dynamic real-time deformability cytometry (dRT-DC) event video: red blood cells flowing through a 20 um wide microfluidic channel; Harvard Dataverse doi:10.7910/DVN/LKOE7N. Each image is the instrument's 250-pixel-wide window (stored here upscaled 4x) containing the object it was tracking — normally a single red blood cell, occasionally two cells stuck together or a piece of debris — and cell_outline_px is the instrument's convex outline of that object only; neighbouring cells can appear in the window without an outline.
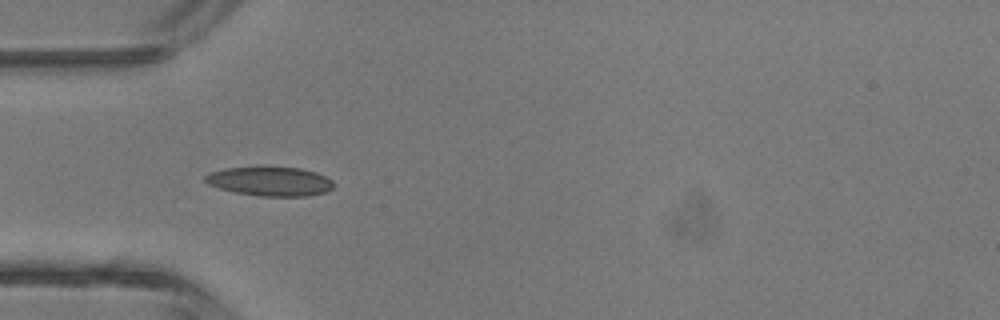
{"species": "common noctule bat (a hibernating species)", "species_latin": "Nyctalus noctula", "temperature_condition": "room temperature", "stored_images_in_passage": 2, "camera_frame_rate_fps": 3000, "um_per_image_px": 0.085, "animal": {"sex": "male", "body_mass_g": 13.3}, "frame": {"image": 1, "passage_image": 1, "time_ms": 0.0, "image_size_px": [1000, 320], "cell_outline_px": [[332, 188], [324, 192], [308, 196], [260, 196], [236, 192], [220, 188], [208, 184], [204, 180], [204, 176], [208, 172], [224, 168], [300, 168], [316, 172], [332, 180]], "centroid_in_image_um": [22.93, 15.42], "position_along_channel_um": 62.1, "area_um2": 21.44}}
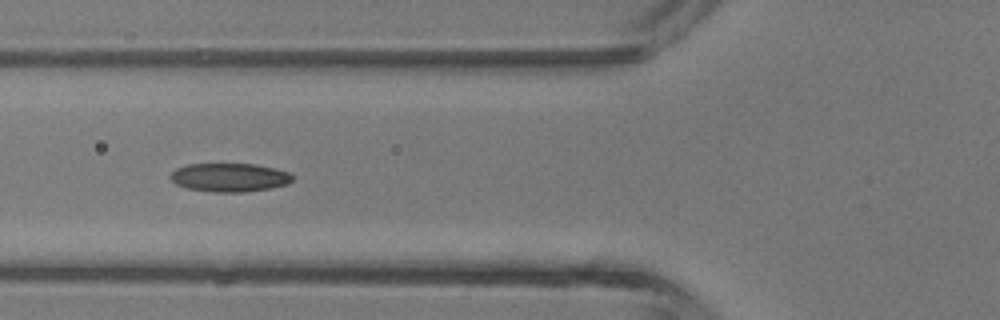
{"frame": {"image": 2, "passage_image": 2, "time_ms": 1.0, "image_size_px": [1000, 320], "cell_outline_px": [[292, 180], [288, 184], [272, 188], [244, 192], [212, 192], [184, 188], [176, 184], [168, 176], [176, 168], [188, 164], [256, 164], [288, 172], [292, 176]], "centroid_in_image_um": [19.47, 15.09], "position_along_channel_um": 106.3, "area_um2": 20.4}}